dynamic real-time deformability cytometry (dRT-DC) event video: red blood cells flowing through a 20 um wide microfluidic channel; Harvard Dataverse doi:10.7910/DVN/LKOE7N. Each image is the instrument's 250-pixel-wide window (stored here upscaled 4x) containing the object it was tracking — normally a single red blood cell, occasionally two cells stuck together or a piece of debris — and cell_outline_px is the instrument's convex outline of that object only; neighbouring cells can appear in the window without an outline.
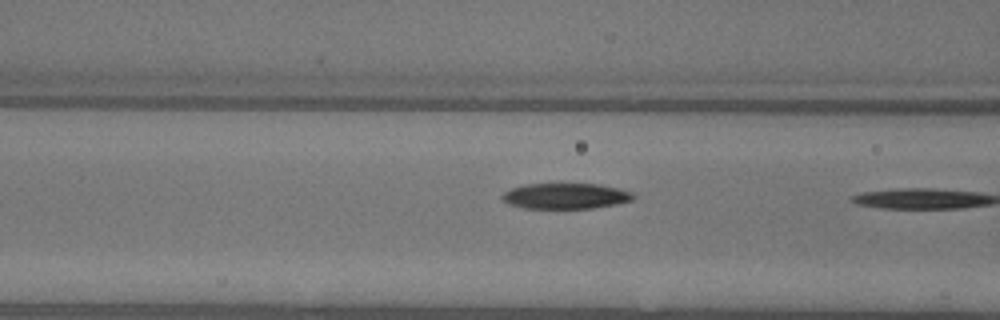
{"species": "common noctule bat (a hibernating species)", "species_latin": "Nyctalus noctula", "temperature_condition": "warm", "stored_images_in_passage": 19, "camera_frame_rate_fps": 3000, "um_per_image_px": 0.085, "animal": {"sex": "female"}, "frame": {"image": 1, "passage_image": 18, "time_ms": 5.667, "image_size_px": [1000, 320], "cell_outline_px": [[636, 196], [632, 200], [616, 204], [592, 208], [524, 208], [508, 204], [500, 200], [500, 196], [504, 192], [512, 188], [524, 184], [600, 184], [632, 192]], "centroid_in_image_um": [48.03, 16.66], "position_along_channel_um": 118.6, "area_um2": 19.65}}